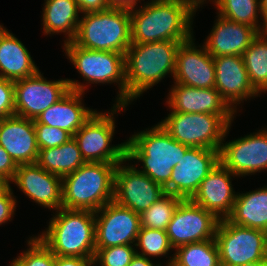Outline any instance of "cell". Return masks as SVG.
<instances>
[{"instance_id": "obj_1", "label": "cell", "mask_w": 267, "mask_h": 266, "mask_svg": "<svg viewBox=\"0 0 267 266\" xmlns=\"http://www.w3.org/2000/svg\"><path fill=\"white\" fill-rule=\"evenodd\" d=\"M141 1L129 8L132 43L186 42L193 37L198 9L189 0H150L138 7Z\"/></svg>"}, {"instance_id": "obj_2", "label": "cell", "mask_w": 267, "mask_h": 266, "mask_svg": "<svg viewBox=\"0 0 267 266\" xmlns=\"http://www.w3.org/2000/svg\"><path fill=\"white\" fill-rule=\"evenodd\" d=\"M181 43L158 41L132 43L128 47L125 54L126 106L164 78L174 77L176 52Z\"/></svg>"}, {"instance_id": "obj_3", "label": "cell", "mask_w": 267, "mask_h": 266, "mask_svg": "<svg viewBox=\"0 0 267 266\" xmlns=\"http://www.w3.org/2000/svg\"><path fill=\"white\" fill-rule=\"evenodd\" d=\"M189 148L172 138L157 123L130 135L126 140V159L133 161L134 166L140 162L142 167L138 170L164 188L169 183L173 168Z\"/></svg>"}, {"instance_id": "obj_4", "label": "cell", "mask_w": 267, "mask_h": 266, "mask_svg": "<svg viewBox=\"0 0 267 266\" xmlns=\"http://www.w3.org/2000/svg\"><path fill=\"white\" fill-rule=\"evenodd\" d=\"M48 227L37 237L55 256L94 259L96 253L95 213L60 208L53 212Z\"/></svg>"}, {"instance_id": "obj_5", "label": "cell", "mask_w": 267, "mask_h": 266, "mask_svg": "<svg viewBox=\"0 0 267 266\" xmlns=\"http://www.w3.org/2000/svg\"><path fill=\"white\" fill-rule=\"evenodd\" d=\"M62 52L86 81L81 83L67 78L70 90L85 93L91 84L112 85L114 83L119 89L114 105L126 106L125 54L90 50L77 46L73 42L63 44Z\"/></svg>"}, {"instance_id": "obj_6", "label": "cell", "mask_w": 267, "mask_h": 266, "mask_svg": "<svg viewBox=\"0 0 267 266\" xmlns=\"http://www.w3.org/2000/svg\"><path fill=\"white\" fill-rule=\"evenodd\" d=\"M117 164L85 162L62 178V207L96 212L114 199Z\"/></svg>"}, {"instance_id": "obj_7", "label": "cell", "mask_w": 267, "mask_h": 266, "mask_svg": "<svg viewBox=\"0 0 267 266\" xmlns=\"http://www.w3.org/2000/svg\"><path fill=\"white\" fill-rule=\"evenodd\" d=\"M82 48L126 54L131 40V14L126 7L81 15L72 41Z\"/></svg>"}, {"instance_id": "obj_8", "label": "cell", "mask_w": 267, "mask_h": 266, "mask_svg": "<svg viewBox=\"0 0 267 266\" xmlns=\"http://www.w3.org/2000/svg\"><path fill=\"white\" fill-rule=\"evenodd\" d=\"M127 106L114 105L108 112L95 111L73 135L85 162L118 164L126 159V141L112 145L115 135V115Z\"/></svg>"}, {"instance_id": "obj_9", "label": "cell", "mask_w": 267, "mask_h": 266, "mask_svg": "<svg viewBox=\"0 0 267 266\" xmlns=\"http://www.w3.org/2000/svg\"><path fill=\"white\" fill-rule=\"evenodd\" d=\"M158 123L183 145L218 151L230 125L221 115L180 112H170Z\"/></svg>"}, {"instance_id": "obj_10", "label": "cell", "mask_w": 267, "mask_h": 266, "mask_svg": "<svg viewBox=\"0 0 267 266\" xmlns=\"http://www.w3.org/2000/svg\"><path fill=\"white\" fill-rule=\"evenodd\" d=\"M215 241L220 266H241L267 259V233L221 219Z\"/></svg>"}, {"instance_id": "obj_11", "label": "cell", "mask_w": 267, "mask_h": 266, "mask_svg": "<svg viewBox=\"0 0 267 266\" xmlns=\"http://www.w3.org/2000/svg\"><path fill=\"white\" fill-rule=\"evenodd\" d=\"M231 126L224 135L220 162L239 178L267 170V127L225 143Z\"/></svg>"}, {"instance_id": "obj_12", "label": "cell", "mask_w": 267, "mask_h": 266, "mask_svg": "<svg viewBox=\"0 0 267 266\" xmlns=\"http://www.w3.org/2000/svg\"><path fill=\"white\" fill-rule=\"evenodd\" d=\"M219 219L191 199H182L167 225L166 234L174 250L193 242L215 239Z\"/></svg>"}, {"instance_id": "obj_13", "label": "cell", "mask_w": 267, "mask_h": 266, "mask_svg": "<svg viewBox=\"0 0 267 266\" xmlns=\"http://www.w3.org/2000/svg\"><path fill=\"white\" fill-rule=\"evenodd\" d=\"M128 162V163H127ZM126 163V164H125ZM124 159L114 173V201L137 214L147 210L164 194V188Z\"/></svg>"}, {"instance_id": "obj_14", "label": "cell", "mask_w": 267, "mask_h": 266, "mask_svg": "<svg viewBox=\"0 0 267 266\" xmlns=\"http://www.w3.org/2000/svg\"><path fill=\"white\" fill-rule=\"evenodd\" d=\"M66 79L47 80L40 70L14 81L15 115L35 120L69 91Z\"/></svg>"}, {"instance_id": "obj_15", "label": "cell", "mask_w": 267, "mask_h": 266, "mask_svg": "<svg viewBox=\"0 0 267 266\" xmlns=\"http://www.w3.org/2000/svg\"><path fill=\"white\" fill-rule=\"evenodd\" d=\"M219 162L220 151L190 147L173 168L169 183L164 187L165 193L191 199L201 182Z\"/></svg>"}, {"instance_id": "obj_16", "label": "cell", "mask_w": 267, "mask_h": 266, "mask_svg": "<svg viewBox=\"0 0 267 266\" xmlns=\"http://www.w3.org/2000/svg\"><path fill=\"white\" fill-rule=\"evenodd\" d=\"M95 213L96 248L135 245L140 230V215L114 200Z\"/></svg>"}, {"instance_id": "obj_17", "label": "cell", "mask_w": 267, "mask_h": 266, "mask_svg": "<svg viewBox=\"0 0 267 266\" xmlns=\"http://www.w3.org/2000/svg\"><path fill=\"white\" fill-rule=\"evenodd\" d=\"M165 103L171 109L169 112L221 115L229 124H232L237 114L215 87L201 89L174 83Z\"/></svg>"}, {"instance_id": "obj_18", "label": "cell", "mask_w": 267, "mask_h": 266, "mask_svg": "<svg viewBox=\"0 0 267 266\" xmlns=\"http://www.w3.org/2000/svg\"><path fill=\"white\" fill-rule=\"evenodd\" d=\"M11 182L39 206L52 212L62 208V178L37 163L18 165Z\"/></svg>"}, {"instance_id": "obj_19", "label": "cell", "mask_w": 267, "mask_h": 266, "mask_svg": "<svg viewBox=\"0 0 267 266\" xmlns=\"http://www.w3.org/2000/svg\"><path fill=\"white\" fill-rule=\"evenodd\" d=\"M194 36L178 47L176 67L172 80L195 88L215 87V65L213 57L202 44H195Z\"/></svg>"}, {"instance_id": "obj_20", "label": "cell", "mask_w": 267, "mask_h": 266, "mask_svg": "<svg viewBox=\"0 0 267 266\" xmlns=\"http://www.w3.org/2000/svg\"><path fill=\"white\" fill-rule=\"evenodd\" d=\"M213 59L216 72L215 88L236 113L239 104L260 97L250 83L242 56H217Z\"/></svg>"}, {"instance_id": "obj_21", "label": "cell", "mask_w": 267, "mask_h": 266, "mask_svg": "<svg viewBox=\"0 0 267 266\" xmlns=\"http://www.w3.org/2000/svg\"><path fill=\"white\" fill-rule=\"evenodd\" d=\"M235 177L238 176L219 162L201 182L191 200L213 213L219 220L227 219L233 211L237 195L232 185Z\"/></svg>"}, {"instance_id": "obj_22", "label": "cell", "mask_w": 267, "mask_h": 266, "mask_svg": "<svg viewBox=\"0 0 267 266\" xmlns=\"http://www.w3.org/2000/svg\"><path fill=\"white\" fill-rule=\"evenodd\" d=\"M0 145L17 165L36 163L39 147L34 121L18 115L1 118Z\"/></svg>"}, {"instance_id": "obj_23", "label": "cell", "mask_w": 267, "mask_h": 266, "mask_svg": "<svg viewBox=\"0 0 267 266\" xmlns=\"http://www.w3.org/2000/svg\"><path fill=\"white\" fill-rule=\"evenodd\" d=\"M209 35L203 45L212 56H242L259 34L253 27L225 19L217 14Z\"/></svg>"}, {"instance_id": "obj_24", "label": "cell", "mask_w": 267, "mask_h": 266, "mask_svg": "<svg viewBox=\"0 0 267 266\" xmlns=\"http://www.w3.org/2000/svg\"><path fill=\"white\" fill-rule=\"evenodd\" d=\"M86 93L69 90L60 100L43 111L34 121L66 130L72 136L93 115L96 109L85 107Z\"/></svg>"}, {"instance_id": "obj_25", "label": "cell", "mask_w": 267, "mask_h": 266, "mask_svg": "<svg viewBox=\"0 0 267 266\" xmlns=\"http://www.w3.org/2000/svg\"><path fill=\"white\" fill-rule=\"evenodd\" d=\"M38 71L25 45L0 24V77L16 81L33 76Z\"/></svg>"}, {"instance_id": "obj_26", "label": "cell", "mask_w": 267, "mask_h": 266, "mask_svg": "<svg viewBox=\"0 0 267 266\" xmlns=\"http://www.w3.org/2000/svg\"><path fill=\"white\" fill-rule=\"evenodd\" d=\"M42 8L43 35L63 33L64 43L72 42L76 36L81 12L75 0H44ZM80 14V16H79Z\"/></svg>"}, {"instance_id": "obj_27", "label": "cell", "mask_w": 267, "mask_h": 266, "mask_svg": "<svg viewBox=\"0 0 267 266\" xmlns=\"http://www.w3.org/2000/svg\"><path fill=\"white\" fill-rule=\"evenodd\" d=\"M227 219L235 225L267 233V185L245 193L237 192L233 211Z\"/></svg>"}, {"instance_id": "obj_28", "label": "cell", "mask_w": 267, "mask_h": 266, "mask_svg": "<svg viewBox=\"0 0 267 266\" xmlns=\"http://www.w3.org/2000/svg\"><path fill=\"white\" fill-rule=\"evenodd\" d=\"M36 163L46 171L63 178L75 172L85 163V160L82 158L77 142L71 138L58 147L39 149Z\"/></svg>"}, {"instance_id": "obj_29", "label": "cell", "mask_w": 267, "mask_h": 266, "mask_svg": "<svg viewBox=\"0 0 267 266\" xmlns=\"http://www.w3.org/2000/svg\"><path fill=\"white\" fill-rule=\"evenodd\" d=\"M216 14L233 22L253 27L258 33L267 31L260 20V0H214Z\"/></svg>"}, {"instance_id": "obj_30", "label": "cell", "mask_w": 267, "mask_h": 266, "mask_svg": "<svg viewBox=\"0 0 267 266\" xmlns=\"http://www.w3.org/2000/svg\"><path fill=\"white\" fill-rule=\"evenodd\" d=\"M250 83L259 93L267 92V31L259 33L242 54Z\"/></svg>"}, {"instance_id": "obj_31", "label": "cell", "mask_w": 267, "mask_h": 266, "mask_svg": "<svg viewBox=\"0 0 267 266\" xmlns=\"http://www.w3.org/2000/svg\"><path fill=\"white\" fill-rule=\"evenodd\" d=\"M173 261L179 266H220L215 239L193 242L178 247Z\"/></svg>"}, {"instance_id": "obj_32", "label": "cell", "mask_w": 267, "mask_h": 266, "mask_svg": "<svg viewBox=\"0 0 267 266\" xmlns=\"http://www.w3.org/2000/svg\"><path fill=\"white\" fill-rule=\"evenodd\" d=\"M181 200V197L165 193L147 210L139 214L140 226L149 229L166 231L167 225L171 221L173 213Z\"/></svg>"}, {"instance_id": "obj_33", "label": "cell", "mask_w": 267, "mask_h": 266, "mask_svg": "<svg viewBox=\"0 0 267 266\" xmlns=\"http://www.w3.org/2000/svg\"><path fill=\"white\" fill-rule=\"evenodd\" d=\"M136 253L152 260L153 257H167L170 251L174 250L169 242L168 235L164 230L149 229L140 227L135 244Z\"/></svg>"}, {"instance_id": "obj_34", "label": "cell", "mask_w": 267, "mask_h": 266, "mask_svg": "<svg viewBox=\"0 0 267 266\" xmlns=\"http://www.w3.org/2000/svg\"><path fill=\"white\" fill-rule=\"evenodd\" d=\"M32 236L26 240L27 249L18 254L9 266H55L52 251L36 235Z\"/></svg>"}, {"instance_id": "obj_35", "label": "cell", "mask_w": 267, "mask_h": 266, "mask_svg": "<svg viewBox=\"0 0 267 266\" xmlns=\"http://www.w3.org/2000/svg\"><path fill=\"white\" fill-rule=\"evenodd\" d=\"M135 255V245L96 248L94 266H128Z\"/></svg>"}, {"instance_id": "obj_36", "label": "cell", "mask_w": 267, "mask_h": 266, "mask_svg": "<svg viewBox=\"0 0 267 266\" xmlns=\"http://www.w3.org/2000/svg\"><path fill=\"white\" fill-rule=\"evenodd\" d=\"M39 149L58 147L68 142L73 136L66 130L34 123Z\"/></svg>"}, {"instance_id": "obj_37", "label": "cell", "mask_w": 267, "mask_h": 266, "mask_svg": "<svg viewBox=\"0 0 267 266\" xmlns=\"http://www.w3.org/2000/svg\"><path fill=\"white\" fill-rule=\"evenodd\" d=\"M15 115L14 81L0 77V119Z\"/></svg>"}, {"instance_id": "obj_38", "label": "cell", "mask_w": 267, "mask_h": 266, "mask_svg": "<svg viewBox=\"0 0 267 266\" xmlns=\"http://www.w3.org/2000/svg\"><path fill=\"white\" fill-rule=\"evenodd\" d=\"M10 186L8 189L0 192V225L12 221L16 207L17 200Z\"/></svg>"}, {"instance_id": "obj_39", "label": "cell", "mask_w": 267, "mask_h": 266, "mask_svg": "<svg viewBox=\"0 0 267 266\" xmlns=\"http://www.w3.org/2000/svg\"><path fill=\"white\" fill-rule=\"evenodd\" d=\"M18 165L6 150L0 145V174L3 175L10 183L14 178Z\"/></svg>"}, {"instance_id": "obj_40", "label": "cell", "mask_w": 267, "mask_h": 266, "mask_svg": "<svg viewBox=\"0 0 267 266\" xmlns=\"http://www.w3.org/2000/svg\"><path fill=\"white\" fill-rule=\"evenodd\" d=\"M75 1L78 5L81 14L104 11L111 7L107 0H75Z\"/></svg>"}, {"instance_id": "obj_41", "label": "cell", "mask_w": 267, "mask_h": 266, "mask_svg": "<svg viewBox=\"0 0 267 266\" xmlns=\"http://www.w3.org/2000/svg\"><path fill=\"white\" fill-rule=\"evenodd\" d=\"M55 266H94V259L72 256H55Z\"/></svg>"}, {"instance_id": "obj_42", "label": "cell", "mask_w": 267, "mask_h": 266, "mask_svg": "<svg viewBox=\"0 0 267 266\" xmlns=\"http://www.w3.org/2000/svg\"><path fill=\"white\" fill-rule=\"evenodd\" d=\"M128 266H163V265H161V262L160 263L157 262V260L152 261L150 260L149 257L147 258L145 256L136 253V255L133 257L131 263Z\"/></svg>"}, {"instance_id": "obj_43", "label": "cell", "mask_w": 267, "mask_h": 266, "mask_svg": "<svg viewBox=\"0 0 267 266\" xmlns=\"http://www.w3.org/2000/svg\"><path fill=\"white\" fill-rule=\"evenodd\" d=\"M112 7H126L130 8L139 0H107Z\"/></svg>"}, {"instance_id": "obj_44", "label": "cell", "mask_w": 267, "mask_h": 266, "mask_svg": "<svg viewBox=\"0 0 267 266\" xmlns=\"http://www.w3.org/2000/svg\"><path fill=\"white\" fill-rule=\"evenodd\" d=\"M260 12L263 23L267 26V0H260Z\"/></svg>"}, {"instance_id": "obj_45", "label": "cell", "mask_w": 267, "mask_h": 266, "mask_svg": "<svg viewBox=\"0 0 267 266\" xmlns=\"http://www.w3.org/2000/svg\"><path fill=\"white\" fill-rule=\"evenodd\" d=\"M10 186V182L0 174V192L8 189Z\"/></svg>"}, {"instance_id": "obj_46", "label": "cell", "mask_w": 267, "mask_h": 266, "mask_svg": "<svg viewBox=\"0 0 267 266\" xmlns=\"http://www.w3.org/2000/svg\"><path fill=\"white\" fill-rule=\"evenodd\" d=\"M197 9L202 8L203 4L208 3L209 1L213 2L214 0H189ZM208 1V2H207Z\"/></svg>"}, {"instance_id": "obj_47", "label": "cell", "mask_w": 267, "mask_h": 266, "mask_svg": "<svg viewBox=\"0 0 267 266\" xmlns=\"http://www.w3.org/2000/svg\"><path fill=\"white\" fill-rule=\"evenodd\" d=\"M241 266H267V259L260 262L249 263Z\"/></svg>"}, {"instance_id": "obj_48", "label": "cell", "mask_w": 267, "mask_h": 266, "mask_svg": "<svg viewBox=\"0 0 267 266\" xmlns=\"http://www.w3.org/2000/svg\"><path fill=\"white\" fill-rule=\"evenodd\" d=\"M170 257V258H169ZM169 257H167L168 258V261H166V263H164L165 264V266H179V265H177L174 261H173V259H174V253L171 255V256H169ZM167 264V265H166Z\"/></svg>"}]
</instances>
